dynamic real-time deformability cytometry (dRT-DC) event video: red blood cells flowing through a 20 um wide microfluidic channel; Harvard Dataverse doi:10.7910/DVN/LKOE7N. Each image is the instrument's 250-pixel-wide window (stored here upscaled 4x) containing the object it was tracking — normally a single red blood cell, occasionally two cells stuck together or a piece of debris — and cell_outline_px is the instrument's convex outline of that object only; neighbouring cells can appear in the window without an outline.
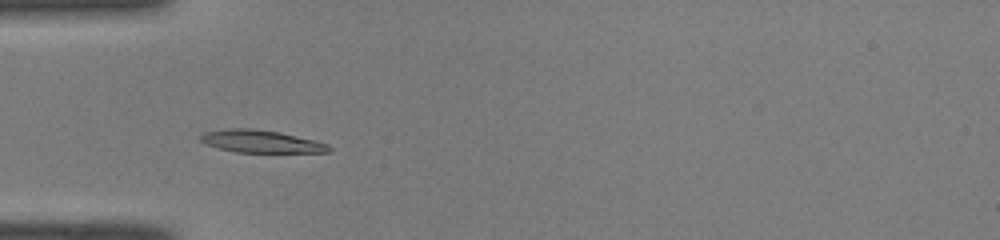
{"species": "common noctule bat (a hibernating species)", "species_latin": "Nyctalus noctula", "temperature_condition": "room temperature", "stored_images_in_passage": 43, "camera_frame_rate_fps": 3000, "um_per_image_px": 0.085, "animal": {"sex": "male", "body_mass_g": 19.0, "forearm_length_mm": 50.8}, "frame": {"image": 1, "passage_image": 9, "time_ms": 2.667, "image_size_px": [1000, 240], "cell_outline_px": [[332, 152], [236, 152], [216, 148], [204, 144], [200, 140], [200, 136], [204, 132], [228, 128], [248, 128], [280, 132], [316, 140], [328, 144], [332, 148]], "centroid_in_image_um": [22.18, 12.02], "position_along_channel_um": 62.8, "area_um2": 16.99}}
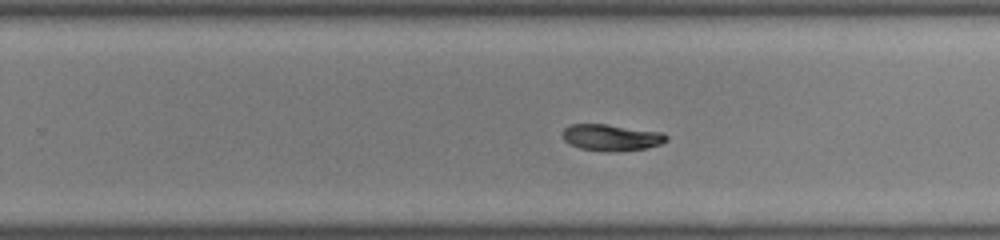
{"frame": {"image": 2, "passage_image": 25, "time_ms": 8.0, "image_size_px": [1000, 240], "cell_outline_px": [[668, 140], [660, 144], [648, 148], [620, 152], [604, 152], [580, 148], [568, 144], [564, 140], [564, 128], [572, 124], [608, 124], [664, 132], [668, 136]], "centroid_in_image_um": [52.01, 11.7], "position_along_channel_um": 277.8, "area_um2": 16.36}}
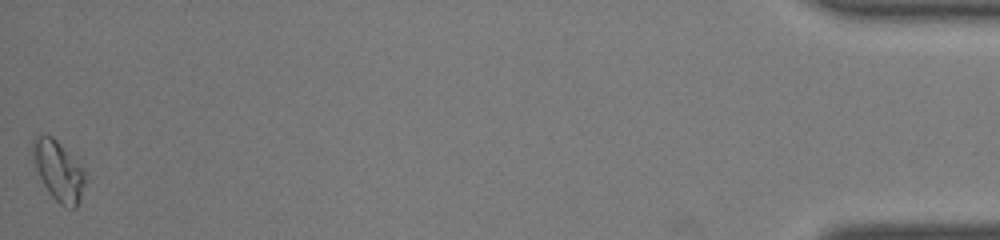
{"frame": {"image": 3, "passage_image": 43, "time_ms": 14.0, "image_size_px": [1000, 240], "cell_outline_px": [[88, 176], [80, 200], [76, 208], [72, 208], [60, 204], [48, 192], [32, 160], [32, 140], [36, 136], [52, 136], [84, 168]], "centroid_in_image_um": [5.0, 14.53], "position_along_channel_um": 430.2, "area_um2": 18.32}}